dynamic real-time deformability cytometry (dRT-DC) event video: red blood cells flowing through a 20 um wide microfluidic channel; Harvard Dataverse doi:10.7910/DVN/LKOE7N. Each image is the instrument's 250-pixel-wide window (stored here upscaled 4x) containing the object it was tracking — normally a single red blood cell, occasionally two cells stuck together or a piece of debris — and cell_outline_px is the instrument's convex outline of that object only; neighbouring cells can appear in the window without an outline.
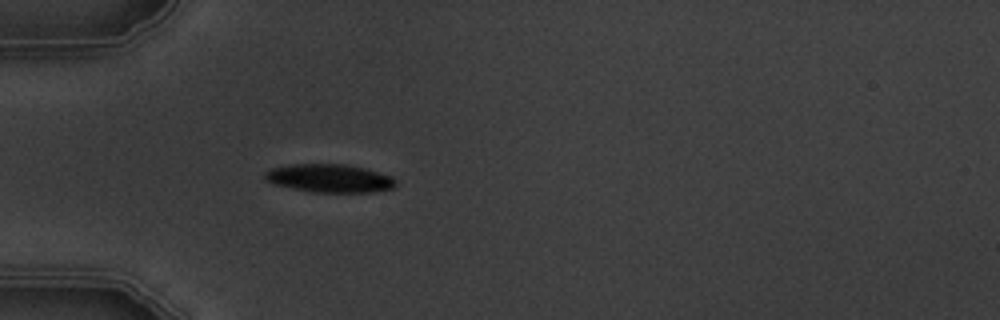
{"species": "common noctule bat (a hibernating species)", "species_latin": "Nyctalus noctula", "temperature_condition": "warm", "stored_images_in_passage": 1, "camera_frame_rate_fps": 3000, "um_per_image_px": 0.085, "animal": {"sex": "male", "body_mass_g": 19.5, "forearm_length_mm": 54.6}, "frame": {"image": 1, "passage_image": 1, "time_ms": 0.0, "image_size_px": [1000, 320], "cell_outline_px": [[396, 184], [392, 188], [372, 192], [316, 192], [276, 184], [264, 180], [264, 172], [272, 168], [292, 164], [344, 164], [364, 168], [392, 176], [396, 180]], "centroid_in_image_um": [28.02, 15.14], "position_along_channel_um": 57.0, "area_um2": 21.27}}